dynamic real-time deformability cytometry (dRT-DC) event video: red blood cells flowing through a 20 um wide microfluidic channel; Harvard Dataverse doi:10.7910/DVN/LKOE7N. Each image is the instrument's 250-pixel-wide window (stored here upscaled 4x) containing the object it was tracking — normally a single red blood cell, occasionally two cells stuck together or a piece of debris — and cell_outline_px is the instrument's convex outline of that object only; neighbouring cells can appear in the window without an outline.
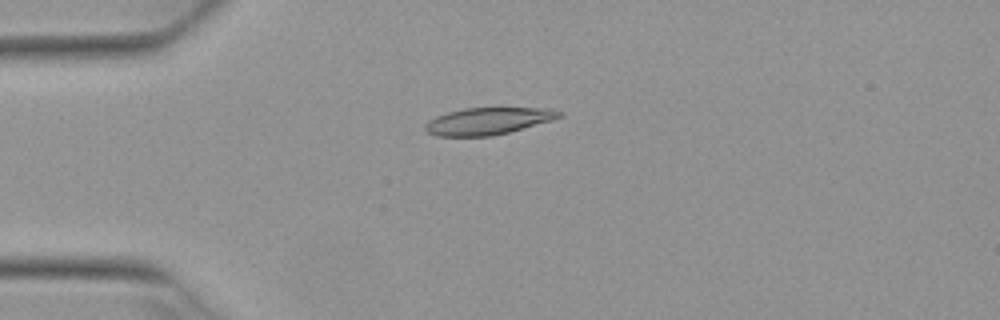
{"species": "Egyptian fruit bat (a non-hibernating species)", "species_latin": "Rousettus aegyptiacus", "temperature_condition": "warm", "stored_images_in_passage": 5, "camera_frame_rate_fps": 3000, "um_per_image_px": 0.085, "animal": {"sex": "female"}, "frame": {"image": 1, "passage_image": 2, "time_ms": 0.333, "image_size_px": [1000, 320], "cell_outline_px": [[560, 116], [552, 120], [508, 132], [492, 136], [436, 136], [428, 132], [424, 128], [424, 124], [428, 120], [436, 116], [448, 112], [464, 108], [552, 108], [560, 112]], "centroid_in_image_um": [41.43, 10.29], "position_along_channel_um": 43.6, "area_um2": 20.92}}